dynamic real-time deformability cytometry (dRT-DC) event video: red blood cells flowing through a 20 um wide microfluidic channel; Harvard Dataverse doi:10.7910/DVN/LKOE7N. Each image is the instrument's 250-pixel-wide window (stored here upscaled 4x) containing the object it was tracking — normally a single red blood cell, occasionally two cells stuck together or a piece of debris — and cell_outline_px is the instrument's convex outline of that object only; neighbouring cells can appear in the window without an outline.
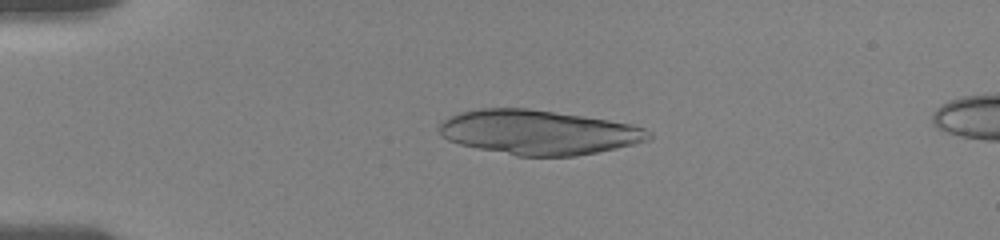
{"species": "human", "species_latin": "Homo sapiens", "temperature_condition": "room temperature", "stored_images_in_passage": 10, "camera_frame_rate_fps": 3000, "um_per_image_px": 0.085, "donor": {"sex": "female"}, "frame": {"image": 1, "passage_image": 6, "time_ms": 2.333, "image_size_px": [1000, 240], "cell_outline_px": [[652, 136], [648, 140], [616, 148], [576, 156], [516, 156], [476, 148], [460, 144], [448, 140], [440, 132], [440, 124], [444, 120], [460, 112], [480, 108], [528, 108], [584, 116], [632, 124], [644, 128], [652, 132]], "centroid_in_image_um": [45.79, 11.24], "position_along_channel_um": 39.2, "area_um2": 54.16}}